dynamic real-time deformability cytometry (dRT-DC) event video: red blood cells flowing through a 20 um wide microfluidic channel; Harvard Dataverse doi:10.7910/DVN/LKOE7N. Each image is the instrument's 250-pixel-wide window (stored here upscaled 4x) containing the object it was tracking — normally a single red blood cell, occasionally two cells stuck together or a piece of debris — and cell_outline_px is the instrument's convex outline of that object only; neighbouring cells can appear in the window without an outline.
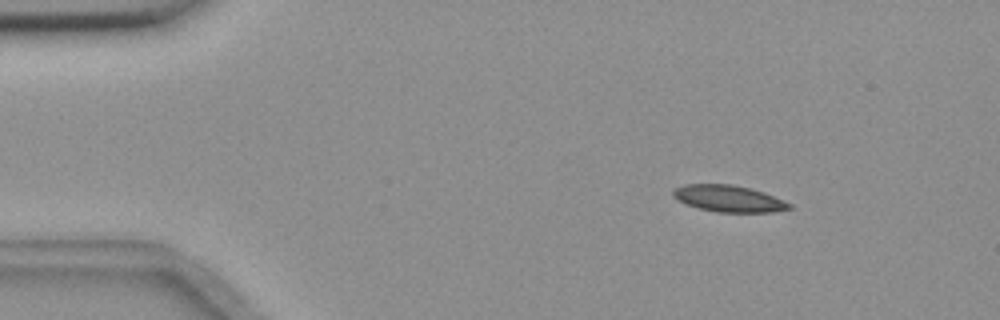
{"species": "common noctule bat (a hibernating species)", "species_latin": "Nyctalus noctula", "temperature_condition": "room temperature", "stored_images_in_passage": 7, "camera_frame_rate_fps": 3000, "um_per_image_px": 0.085, "animal": {"sex": "female", "body_mass_g": 18.4}, "frame": {"image": 1, "passage_image": 2, "time_ms": 0.333, "image_size_px": [1000, 320], "cell_outline_px": [[792, 208], [772, 212], [716, 212], [700, 208], [676, 200], [672, 196], [672, 188], [684, 184], [732, 184], [752, 188], [764, 192], [792, 204]], "centroid_in_image_um": [61.91, 16.86], "position_along_channel_um": 23.1, "area_um2": 18.15}}
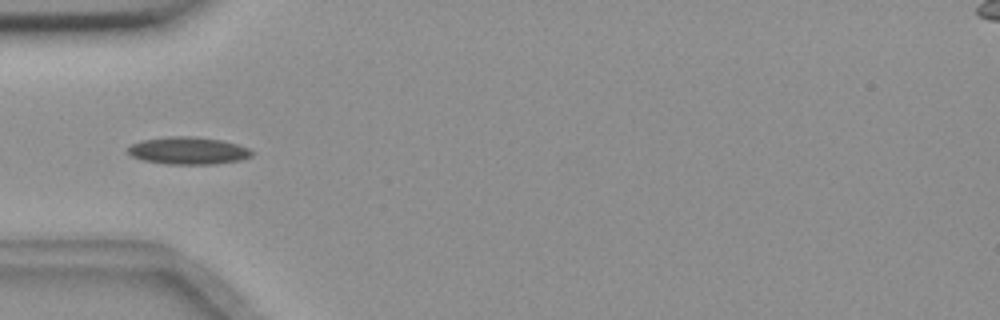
{"frame": {"image": 2, "passage_image": 5, "time_ms": 1.333, "image_size_px": [1000, 320], "cell_outline_px": [[252, 156], [240, 160], [216, 164], [164, 164], [140, 160], [132, 156], [124, 148], [140, 140], [168, 136], [192, 136], [220, 140], [236, 144], [248, 148], [252, 152]], "centroid_in_image_um": [15.92, 12.81], "position_along_channel_um": 69.1, "area_um2": 19.94}}
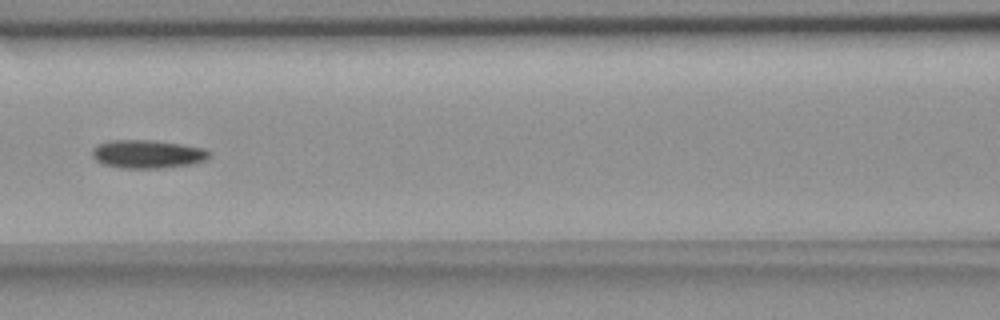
{"frame": {"image": 3, "passage_image": 7, "time_ms": 2.0, "image_size_px": [1000, 320], "cell_outline_px": [[212, 156], [208, 160], [188, 164], [160, 168], [120, 168], [104, 164], [96, 160], [92, 156], [92, 148], [96, 144], [108, 140], [156, 140], [204, 148], [212, 152]], "centroid_in_image_um": [12.54, 13.08], "position_along_channel_um": 154.1, "area_um2": 19.54}}